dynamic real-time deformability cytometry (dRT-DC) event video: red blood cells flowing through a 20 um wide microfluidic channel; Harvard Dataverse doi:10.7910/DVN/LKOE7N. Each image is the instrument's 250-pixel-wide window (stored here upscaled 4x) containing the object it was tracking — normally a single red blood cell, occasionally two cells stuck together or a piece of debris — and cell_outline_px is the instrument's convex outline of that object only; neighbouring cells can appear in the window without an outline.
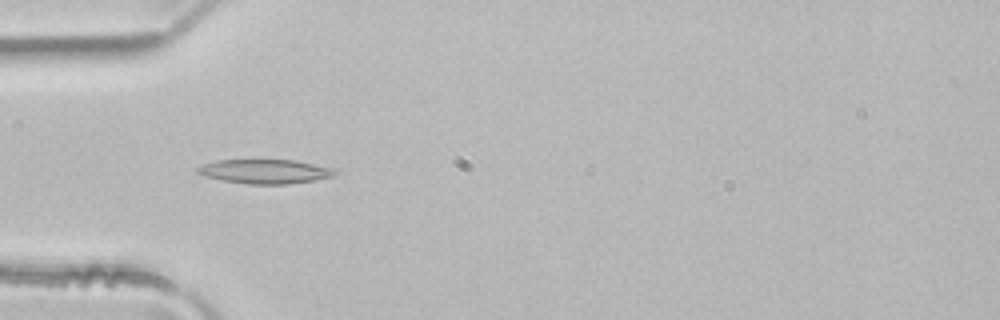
{"species": "common noctule bat (a hibernating species)", "species_latin": "Nyctalus noctula", "temperature_condition": "room temperature", "stored_images_in_passage": 4, "camera_frame_rate_fps": 3000, "um_per_image_px": 0.085, "animal": {"sex": "male", "body_mass_g": 21.5, "forearm_length_mm": 52.0}, "frame": {"image": 1, "passage_image": 4, "time_ms": 1.0, "image_size_px": [1000, 320], "cell_outline_px": [[336, 176], [316, 180], [288, 184], [248, 184], [220, 180], [204, 176], [196, 172], [196, 168], [204, 164], [216, 160], [296, 160], [336, 168]], "centroid_in_image_um": [22.56, 14.57], "position_along_channel_um": 62.4, "area_um2": 19.65}}